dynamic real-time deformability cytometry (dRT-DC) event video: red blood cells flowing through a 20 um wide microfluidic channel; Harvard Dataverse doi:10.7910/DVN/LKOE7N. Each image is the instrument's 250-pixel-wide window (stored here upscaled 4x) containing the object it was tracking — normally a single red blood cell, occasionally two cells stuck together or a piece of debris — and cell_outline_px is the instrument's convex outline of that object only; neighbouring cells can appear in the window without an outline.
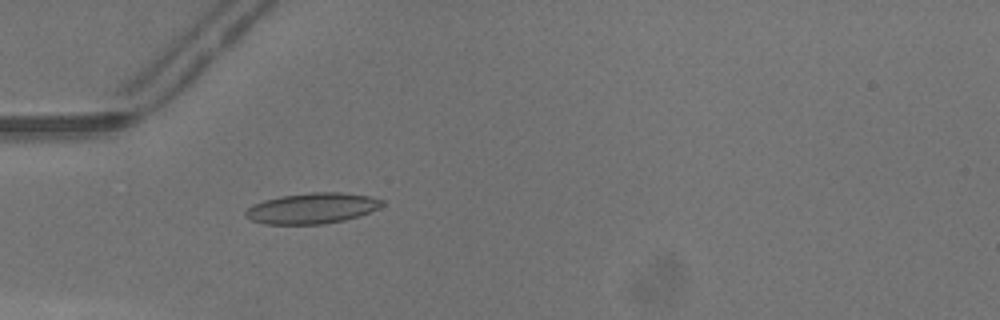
{"species": "common noctule bat (a hibernating species)", "species_latin": "Nyctalus noctula", "temperature_condition": "warm", "stored_images_in_passage": 48, "camera_frame_rate_fps": 3000, "um_per_image_px": 0.085, "animal": {"sex": "male", "body_mass_g": 13.3}, "frame": {"image": 1, "passage_image": 16, "time_ms": 5.0, "image_size_px": [1000, 320], "cell_outline_px": [[384, 204], [380, 208], [360, 216], [344, 220], [324, 224], [264, 224], [252, 220], [244, 216], [244, 212], [248, 208], [264, 200], [280, 196], [312, 192], [340, 192], [368, 196], [384, 200]], "centroid_in_image_um": [26.55, 17.7], "position_along_channel_um": 58.4, "area_um2": 24.45}}
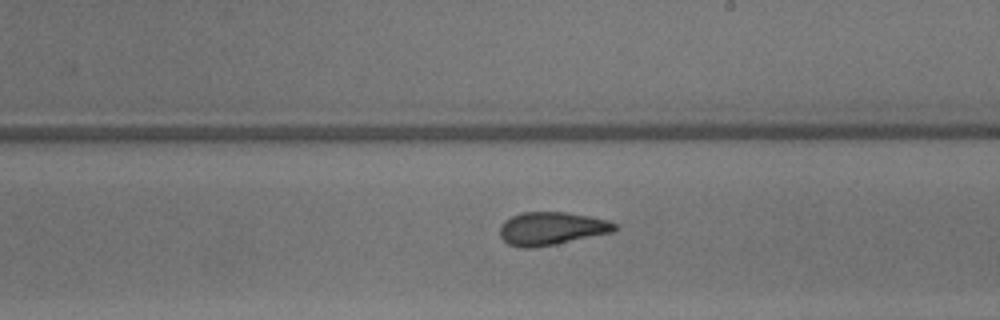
{"frame": {"image": 2, "passage_image": 29, "time_ms": 9.333, "image_size_px": [1000, 320], "cell_outline_px": [[616, 228], [612, 232], [556, 244], [532, 248], [520, 248], [508, 244], [500, 236], [500, 224], [504, 220], [512, 216], [524, 212], [564, 212], [588, 216], [608, 220], [616, 224]], "centroid_in_image_um": [46.84, 19.43], "position_along_channel_um": 242.2, "area_um2": 22.02}}
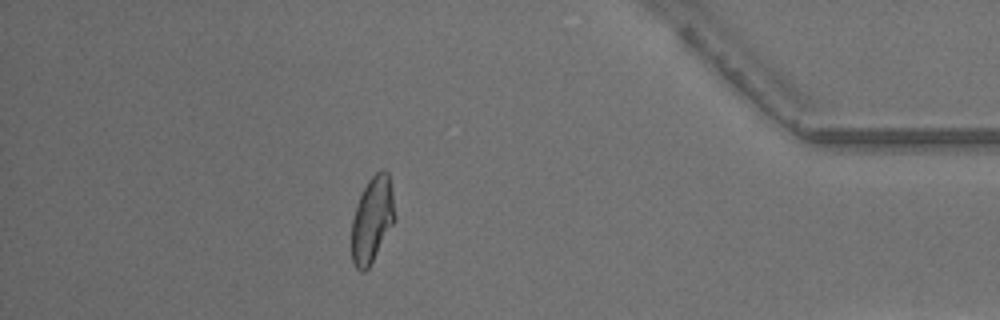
{"frame": {"image": 3, "passage_image": 43, "time_ms": 14.0, "image_size_px": [1000, 320], "cell_outline_px": [[396, 220], [368, 268], [364, 272], [360, 272], [356, 268], [352, 260], [352, 220], [360, 196], [368, 180], [380, 168], [384, 168], [388, 172], [392, 192], [396, 216]], "centroid_in_image_um": [31.65, 18.65], "position_along_channel_um": 403.5, "area_um2": 21.56}, "authors_computed_cell_mechanics": {"area_um2": 22.1374, "velocity_mm_per_s": 4.3618, "shape_relaxation_time_tau1_ms": 8.4542, "shape_relaxation_time_tau2_ms": 1.0999, "deformation_change_tau1": 0.2403, "deformation_change_tau2": 0.077}}